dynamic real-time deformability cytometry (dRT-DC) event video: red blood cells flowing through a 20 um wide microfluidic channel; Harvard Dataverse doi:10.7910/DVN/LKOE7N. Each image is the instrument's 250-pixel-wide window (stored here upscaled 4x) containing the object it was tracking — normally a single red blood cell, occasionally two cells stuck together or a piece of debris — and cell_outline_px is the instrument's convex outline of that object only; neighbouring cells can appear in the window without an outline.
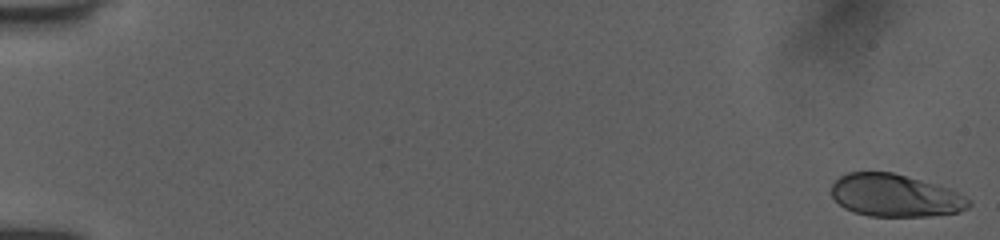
{"species": "human", "species_latin": "Homo sapiens", "temperature_condition": "room temperature", "stored_images_in_passage": 53, "camera_frame_rate_fps": 3000, "um_per_image_px": 0.085, "donor": {"sex": "female"}, "frame": {"image": 1, "passage_image": 1, "time_ms": 0.0, "image_size_px": [1000, 240], "cell_outline_px": [[972, 204], [968, 208], [960, 212], [928, 216], [868, 216], [852, 212], [844, 208], [832, 196], [832, 184], [840, 176], [848, 172], [892, 172], [948, 188], [972, 200]], "centroid_in_image_um": [76.09, 16.63], "position_along_channel_um": 8.9, "area_um2": 33.99}}
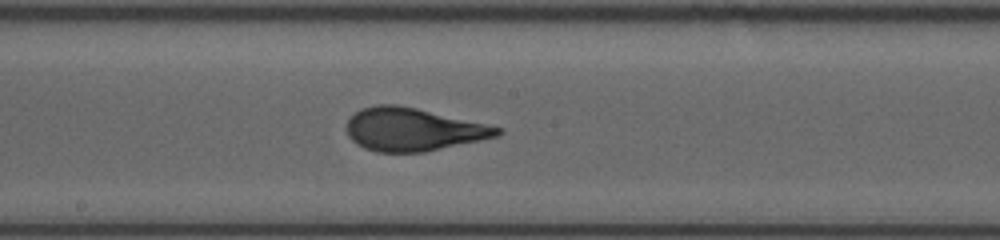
{"frame": {"image": 2, "passage_image": 30, "time_ms": 9.667, "image_size_px": [1000, 240], "cell_outline_px": [[504, 132], [496, 136], [480, 140], [424, 152], [376, 152], [364, 148], [356, 144], [348, 136], [348, 120], [360, 108], [376, 104], [396, 104], [416, 108], [484, 124], [500, 128]], "centroid_in_image_um": [35.05, 11.01], "position_along_channel_um": 213.2, "area_um2": 37.22}}
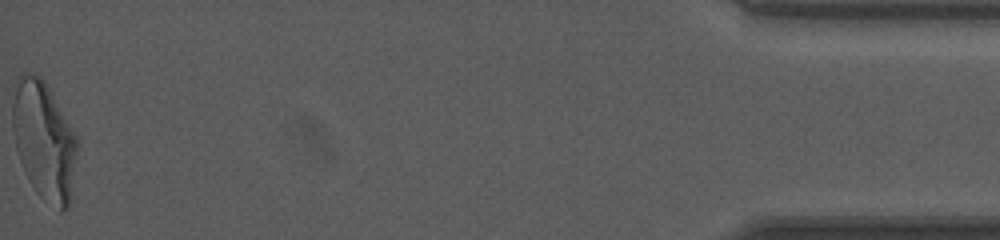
{"frame": {"image": 3, "passage_image": 53, "time_ms": 17.333, "image_size_px": [1000, 240], "cell_outline_px": [[80, 144], [72, 196], [68, 208], [64, 212], [60, 212], [40, 196], [36, 192], [28, 180], [24, 172], [16, 148], [12, 128], [12, 84], [20, 72], [32, 72], [40, 76], [44, 80], [76, 136]], "centroid_in_image_um": [3.74, 11.95], "position_along_channel_um": 431.5, "area_um2": 45.72}, "authors_computed_cell_mechanics": {"area_um2": 37.2232, "velocity_mm_per_s": 3.9845, "shape_relaxation_time_tau1_ms": 4.1165, "shape_relaxation_time_tau2_ms": null, "deformation_change_tau1": 0.1807, "deformation_change_tau2": null}}